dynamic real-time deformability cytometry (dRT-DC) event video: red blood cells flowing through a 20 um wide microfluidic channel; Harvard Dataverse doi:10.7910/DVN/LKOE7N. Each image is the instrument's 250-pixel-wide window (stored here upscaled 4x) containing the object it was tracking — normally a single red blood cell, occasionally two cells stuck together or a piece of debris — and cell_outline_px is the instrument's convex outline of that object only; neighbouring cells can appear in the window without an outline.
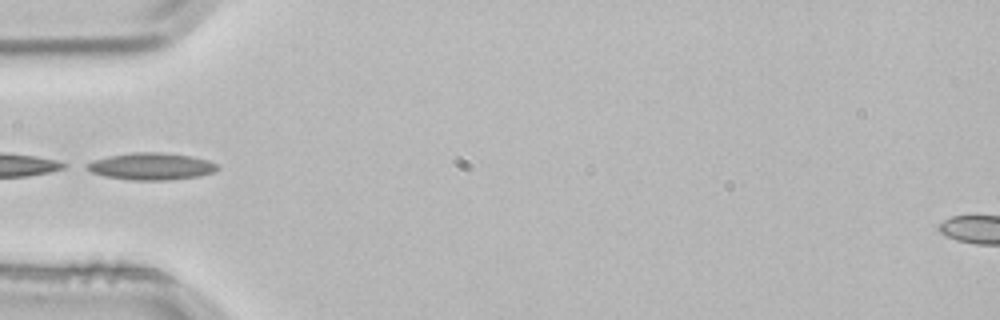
{"species": "common noctule bat (a hibernating species)", "species_latin": "Nyctalus noctula", "temperature_condition": "room temperature", "stored_images_in_passage": 1, "camera_frame_rate_fps": 3000, "um_per_image_px": 0.085, "animal": {"sex": "male", "body_mass_g": 21.5, "forearm_length_mm": 52.0}, "frame": {"image": 1, "passage_image": 1, "time_ms": 0.0, "image_size_px": [1000, 320], "cell_outline_px": [[220, 168], [212, 172], [200, 176], [168, 180], [128, 180], [104, 176], [92, 172], [84, 168], [84, 164], [92, 160], [108, 156], [132, 152], [164, 152], [192, 156], [208, 160], [220, 164]], "centroid_in_image_um": [12.85, 14.13], "position_along_channel_um": 72.2, "area_um2": 20.92}}